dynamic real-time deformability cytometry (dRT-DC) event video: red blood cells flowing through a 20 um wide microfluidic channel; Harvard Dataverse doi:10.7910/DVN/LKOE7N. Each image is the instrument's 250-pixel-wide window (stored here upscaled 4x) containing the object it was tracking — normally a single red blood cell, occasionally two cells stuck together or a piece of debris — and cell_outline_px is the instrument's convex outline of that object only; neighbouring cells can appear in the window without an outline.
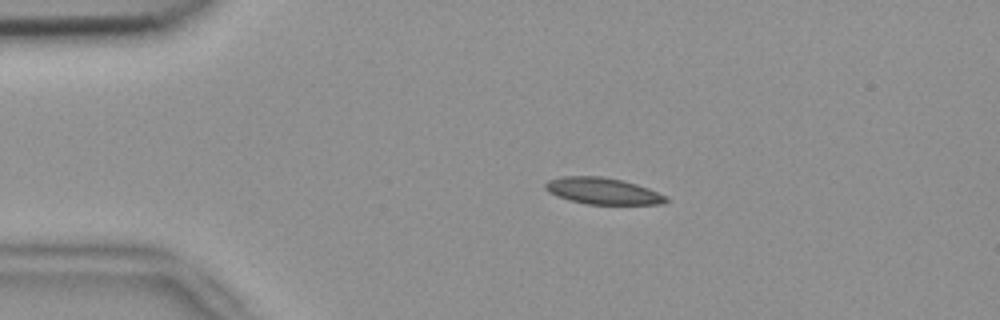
{"species": "common noctule bat (a hibernating species)", "species_latin": "Nyctalus noctula", "temperature_condition": "room temperature", "stored_images_in_passage": 45, "camera_frame_rate_fps": 3000, "um_per_image_px": 0.085, "animal": {"sex": "female", "body_mass_g": 18.4}, "frame": {"image": 1, "passage_image": 10, "time_ms": 3.0, "image_size_px": [1000, 320], "cell_outline_px": [[668, 200], [664, 204], [588, 204], [568, 200], [556, 196], [548, 192], [544, 188], [544, 184], [548, 180], [564, 176], [600, 176], [624, 180], [648, 188], [668, 196]], "centroid_in_image_um": [51.23, 16.23], "position_along_channel_um": 33.8, "area_um2": 18.79}}
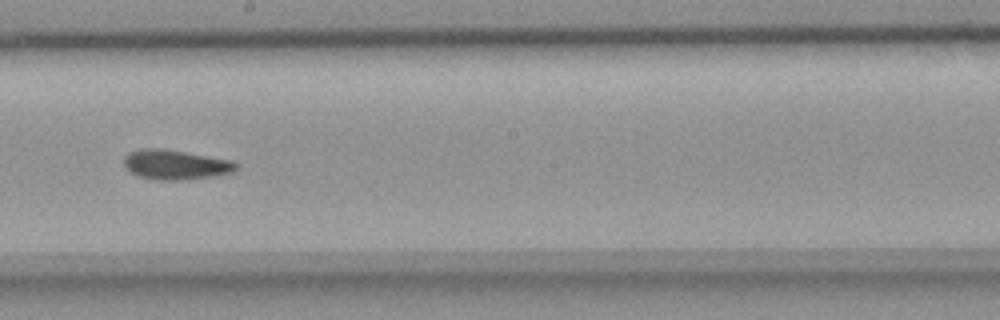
{"frame": {"image": 2, "passage_image": 29, "time_ms": 9.333, "image_size_px": [1000, 320], "cell_outline_px": [[236, 168], [232, 172], [188, 180], [156, 180], [140, 176], [124, 168], [124, 156], [128, 152], [140, 148], [164, 148], [232, 160], [236, 164]], "centroid_in_image_um": [14.86, 13.98], "position_along_channel_um": 233.3, "area_um2": 19.48}}
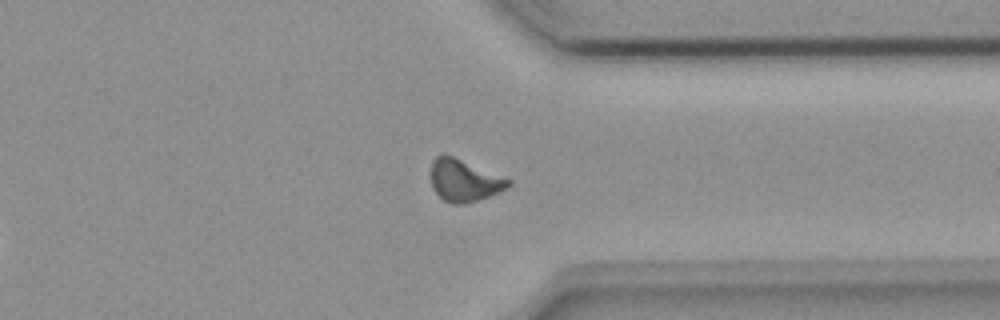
{"frame": {"image": 3, "passage_image": 40, "time_ms": 13.0, "image_size_px": [1000, 320], "cell_outline_px": [[512, 184], [508, 188], [500, 192], [464, 204], [452, 204], [444, 200], [432, 188], [432, 160], [436, 156], [444, 152], [512, 180]], "centroid_in_image_um": [39.47, 15.32], "position_along_channel_um": 371.9, "area_um2": 19.02}, "authors_computed_cell_mechanics": {"area_um2": 18.8428, "velocity_mm_per_s": 3.8385, "shape_relaxation_time_tau1_ms": 9.0637, "shape_relaxation_time_tau2_ms": 2.8881, "deformation_change_tau1": 0.1811, "deformation_change_tau2": 0.086}}